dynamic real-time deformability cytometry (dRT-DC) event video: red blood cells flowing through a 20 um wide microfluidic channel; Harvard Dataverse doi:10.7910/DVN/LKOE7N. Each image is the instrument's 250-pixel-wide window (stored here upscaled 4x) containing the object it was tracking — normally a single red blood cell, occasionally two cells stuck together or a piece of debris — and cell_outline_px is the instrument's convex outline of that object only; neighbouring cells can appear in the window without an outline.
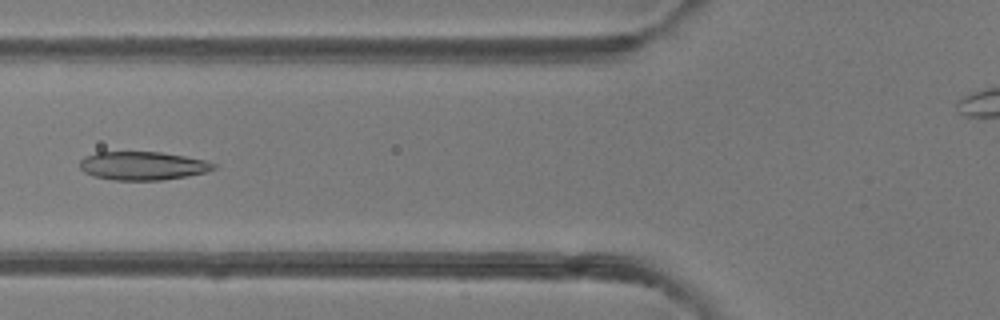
{"species": "common noctule bat (a hibernating species)", "species_latin": "Nyctalus noctula", "temperature_condition": "room temperature", "stored_images_in_passage": 6, "camera_frame_rate_fps": 3000, "um_per_image_px": 0.085, "animal": {"sex": "female"}, "frame": {"image": 1, "passage_image": 6, "time_ms": 5.667, "image_size_px": [1000, 320], "cell_outline_px": [[216, 168], [204, 172], [188, 176], [160, 180], [116, 180], [92, 176], [84, 172], [80, 168], [80, 160], [84, 156], [96, 152], [160, 152], [184, 156], [204, 160], [216, 164]], "centroid_in_image_um": [12.09, 14.09], "position_along_channel_um": 113.7, "area_um2": 22.14}}